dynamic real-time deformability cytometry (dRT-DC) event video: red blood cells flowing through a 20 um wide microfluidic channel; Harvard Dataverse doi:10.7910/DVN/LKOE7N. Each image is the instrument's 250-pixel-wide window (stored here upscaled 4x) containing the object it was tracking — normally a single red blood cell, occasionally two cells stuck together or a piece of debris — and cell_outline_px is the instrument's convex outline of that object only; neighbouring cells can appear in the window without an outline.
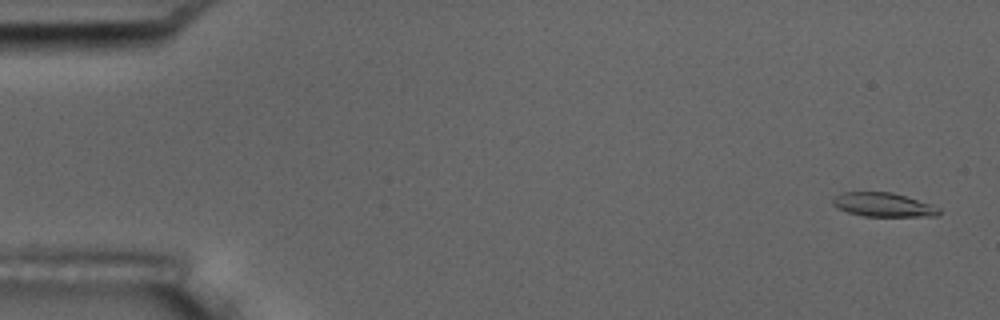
{"species": "common noctule bat (a hibernating species)", "species_latin": "Nyctalus noctula", "temperature_condition": "room temperature", "stored_images_in_passage": 5, "camera_frame_rate_fps": 3000, "um_per_image_px": 0.085, "animal": {"sex": "male", "body_mass_g": 17.5, "forearm_length_mm": 52.3}, "frame": {"image": 1, "passage_image": 1, "time_ms": 0.0, "image_size_px": [1000, 320], "cell_outline_px": [[940, 212], [936, 216], [864, 216], [848, 212], [836, 208], [832, 204], [832, 196], [844, 192], [892, 192], [940, 208]], "centroid_in_image_um": [75.0, 17.4], "position_along_channel_um": 10.0, "area_um2": 14.68}}